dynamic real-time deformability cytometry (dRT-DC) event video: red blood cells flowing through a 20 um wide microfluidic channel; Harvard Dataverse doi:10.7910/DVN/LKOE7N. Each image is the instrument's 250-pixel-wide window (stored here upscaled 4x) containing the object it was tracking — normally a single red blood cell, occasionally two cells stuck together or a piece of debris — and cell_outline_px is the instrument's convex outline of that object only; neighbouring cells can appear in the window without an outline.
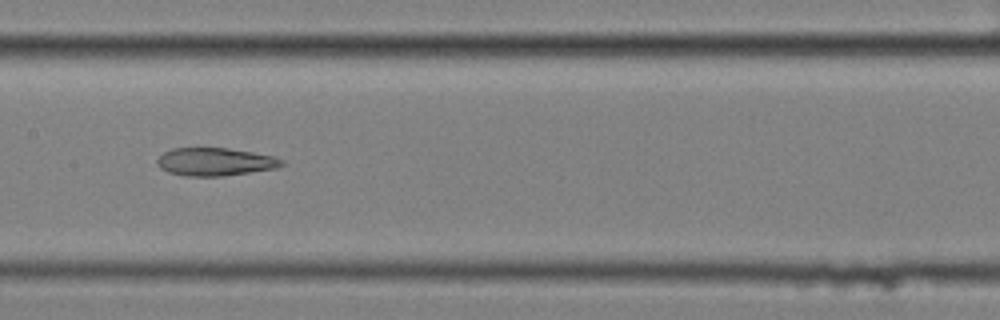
{"species": "common noctule bat (a hibernating species)", "species_latin": "Nyctalus noctula", "temperature_condition": "cold", "stored_images_in_passage": 10, "camera_frame_rate_fps": 3000, "um_per_image_px": 0.085, "animal": {"sex": "female", "body_mass_g": 25.1}, "frame": {"image": 1, "passage_image": 9, "time_ms": 2.667, "image_size_px": [1000, 320], "cell_outline_px": [[284, 164], [276, 168], [224, 176], [184, 176], [168, 172], [160, 168], [156, 164], [156, 160], [164, 152], [172, 148], [228, 148], [252, 152], [272, 156], [284, 160]], "centroid_in_image_um": [18.25, 13.75], "position_along_channel_um": 189.1, "area_um2": 20.29}}
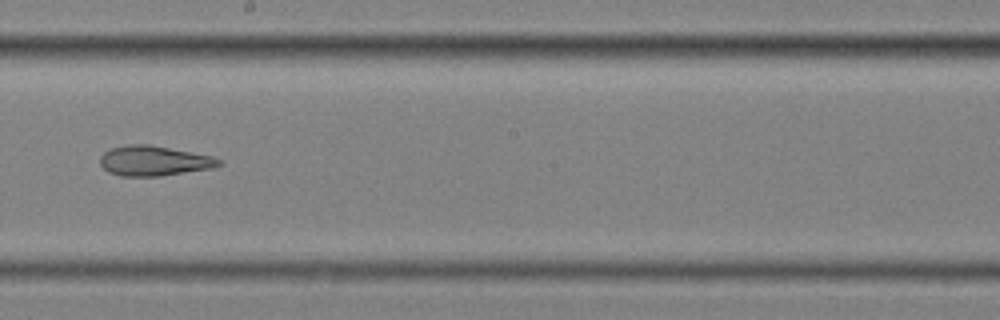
{"frame": {"image": 2, "passage_image": 10, "time_ms": 3.0, "image_size_px": [1000, 320], "cell_outline_px": [[224, 164], [212, 168], [160, 176], [120, 176], [108, 172], [100, 164], [100, 156], [104, 152], [112, 148], [128, 144], [148, 144], [212, 156], [224, 160]], "centroid_in_image_um": [13.1, 13.67], "position_along_channel_um": 235.1, "area_um2": 20.81}}